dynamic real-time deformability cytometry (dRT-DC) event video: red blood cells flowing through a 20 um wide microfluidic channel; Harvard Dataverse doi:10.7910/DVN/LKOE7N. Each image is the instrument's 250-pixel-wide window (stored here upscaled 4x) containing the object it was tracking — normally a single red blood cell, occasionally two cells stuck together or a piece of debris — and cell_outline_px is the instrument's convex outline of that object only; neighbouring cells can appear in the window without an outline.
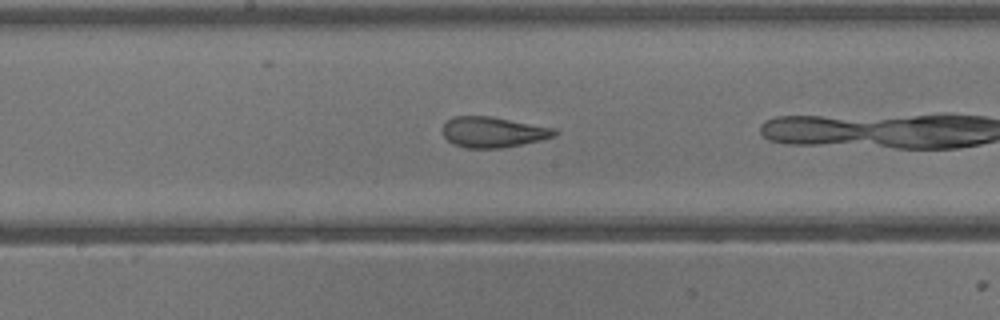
{"species": "common noctule bat (a hibernating species)", "species_latin": "Nyctalus noctula", "temperature_condition": "warm", "stored_images_in_passage": 22, "camera_frame_rate_fps": 3000, "um_per_image_px": 0.085, "animal": {"sex": "male", "body_mass_g": 13.3}, "frame": {"image": 1, "passage_image": 19, "time_ms": 6.0, "image_size_px": [1000, 320], "cell_outline_px": [[560, 132], [556, 136], [540, 140], [504, 148], [464, 148], [452, 144], [440, 132], [440, 128], [452, 116], [492, 116], [556, 128]], "centroid_in_image_um": [41.9, 11.23], "position_along_channel_um": 206.3, "area_um2": 20.4}}